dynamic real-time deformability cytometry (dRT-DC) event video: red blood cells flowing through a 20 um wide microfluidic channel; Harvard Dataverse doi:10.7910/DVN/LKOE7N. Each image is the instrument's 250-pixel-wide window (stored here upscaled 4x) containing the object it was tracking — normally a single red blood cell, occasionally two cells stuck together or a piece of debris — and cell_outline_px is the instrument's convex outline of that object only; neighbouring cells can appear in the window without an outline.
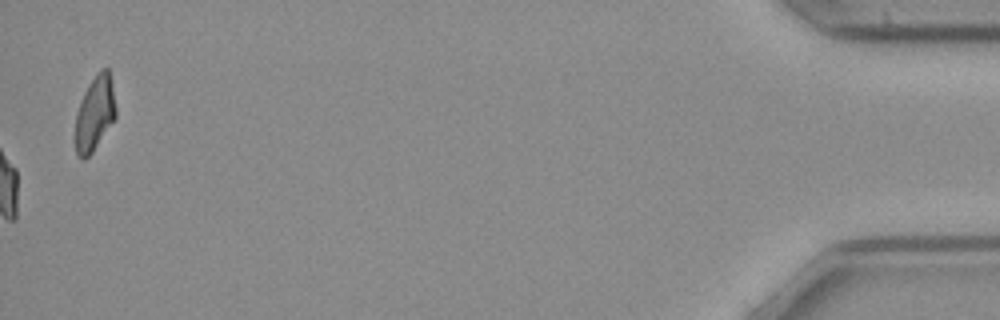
{"species": "common noctule bat (a hibernating species)", "species_latin": "Nyctalus noctula", "temperature_condition": "cold", "stored_images_in_passage": 41, "camera_frame_rate_fps": 3000, "um_per_image_px": 0.085, "animal": {"sex": "female", "body_mass_g": 21.9}, "frame": {"image": 1, "passage_image": 41, "time_ms": 13.333, "image_size_px": [1000, 320], "cell_outline_px": [[116, 116], [92, 152], [84, 160], [76, 152], [76, 112], [80, 100], [88, 84], [96, 72], [100, 68], [108, 68], [112, 84], [116, 108]], "centroid_in_image_um": [8.06, 9.58], "position_along_channel_um": 427.1, "area_um2": 17.46}, "authors_computed_cell_mechanics": {"area_um2": 20.23, "velocity_mm_per_s": 3.9669, "shape_relaxation_time_tau1_ms": null, "shape_relaxation_time_tau2_ms": 10.3269, "deformation_change_tau1": null, "deformation_change_tau2": 0.1745}}